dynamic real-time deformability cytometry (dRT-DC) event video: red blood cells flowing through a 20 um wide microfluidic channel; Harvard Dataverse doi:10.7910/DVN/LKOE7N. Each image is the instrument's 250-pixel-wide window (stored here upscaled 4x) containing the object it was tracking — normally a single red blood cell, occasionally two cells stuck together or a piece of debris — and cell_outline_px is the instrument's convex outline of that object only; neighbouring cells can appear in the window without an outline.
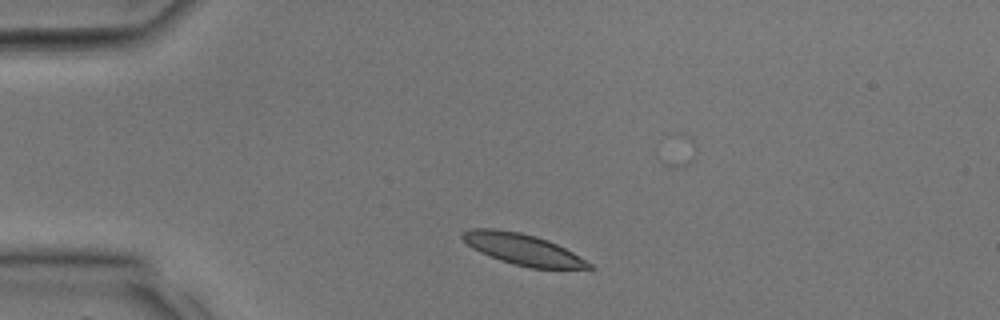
{"species": "common noctule bat (a hibernating species)", "species_latin": "Nyctalus noctula", "temperature_condition": "room temperature", "stored_images_in_passage": 27, "camera_frame_rate_fps": 3000, "um_per_image_px": 0.085, "animal": {"sex": "male", "body_mass_g": 17.9, "forearm_length_mm": 54.2}, "frame": {"image": 1, "passage_image": 1, "time_ms": 0.0, "image_size_px": [1000, 320], "cell_outline_px": [[596, 268], [532, 268], [512, 264], [500, 260], [480, 252], [472, 248], [460, 236], [464, 232], [472, 228], [496, 228], [520, 232], [536, 236], [548, 240], [572, 252], [592, 264]], "centroid_in_image_um": [44.41, 21.18], "position_along_channel_um": 40.6, "area_um2": 22.72}}
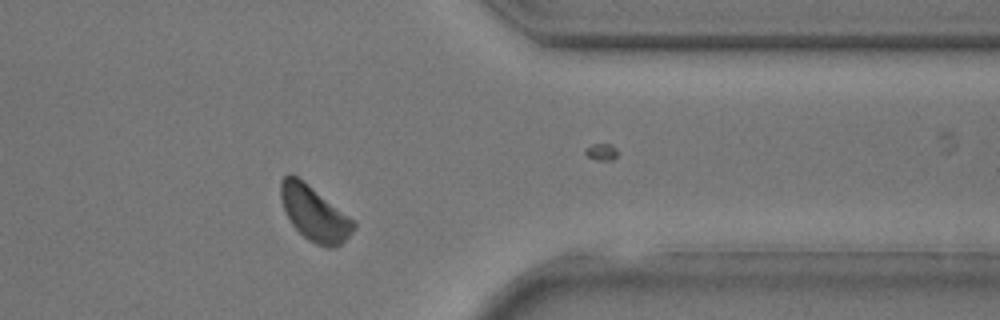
{"frame": {"image": 2, "passage_image": 20, "time_ms": 6.333, "image_size_px": [1000, 320], "cell_outline_px": [[356, 228], [340, 244], [332, 248], [328, 248], [316, 244], [308, 240], [292, 224], [284, 208], [280, 196], [280, 180], [288, 172], [292, 172], [356, 220]], "centroid_in_image_um": [26.73, 18.11], "position_along_channel_um": 384.7, "area_um2": 23.35}}
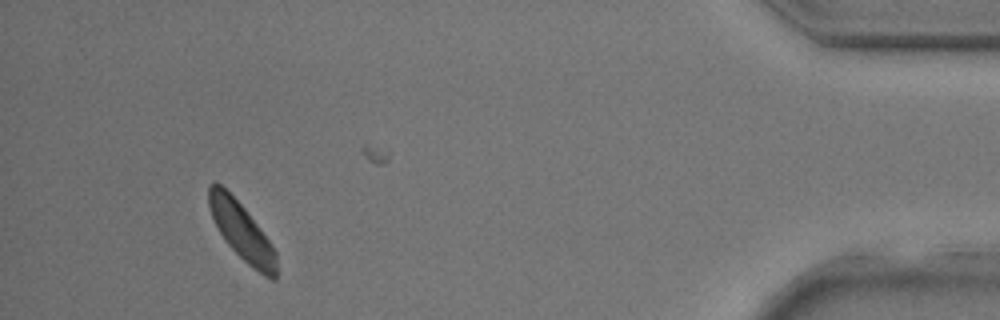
{"frame": {"image": 3, "passage_image": 24, "time_ms": 7.667, "image_size_px": [1000, 320], "cell_outline_px": [[276, 280], [272, 280], [264, 276], [252, 268], [224, 240], [212, 216], [208, 204], [208, 184], [216, 180], [244, 208], [268, 240], [276, 252]], "centroid_in_image_um": [20.52, 19.66], "position_along_channel_um": 414.7, "area_um2": 22.14}}